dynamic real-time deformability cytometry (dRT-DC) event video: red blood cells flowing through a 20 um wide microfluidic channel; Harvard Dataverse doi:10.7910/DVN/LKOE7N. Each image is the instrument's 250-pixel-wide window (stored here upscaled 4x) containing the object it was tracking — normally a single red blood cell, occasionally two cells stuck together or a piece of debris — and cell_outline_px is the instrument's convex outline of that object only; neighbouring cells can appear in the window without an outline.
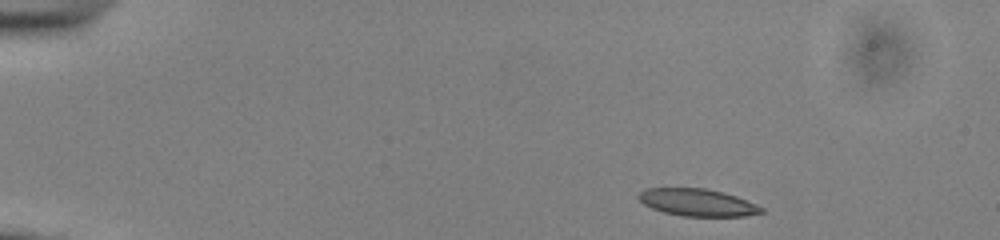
{"species": "common noctule bat (a hibernating species)", "species_latin": "Nyctalus noctula", "temperature_condition": "cold", "stored_images_in_passage": 46, "camera_frame_rate_fps": 3000, "um_per_image_px": 0.085, "animal": {"sex": "male", "body_mass_g": 13.0, "forearm_length_mm": 53.1}, "frame": {"image": 1, "passage_image": 1, "time_ms": 0.0, "image_size_px": [1000, 240], "cell_outline_px": [[764, 212], [744, 216], [680, 216], [664, 212], [652, 208], [644, 204], [636, 196], [640, 192], [648, 188], [704, 188], [724, 192], [736, 196], [764, 208]], "centroid_in_image_um": [59.27, 17.21], "position_along_channel_um": 25.7, "area_um2": 19.42}}
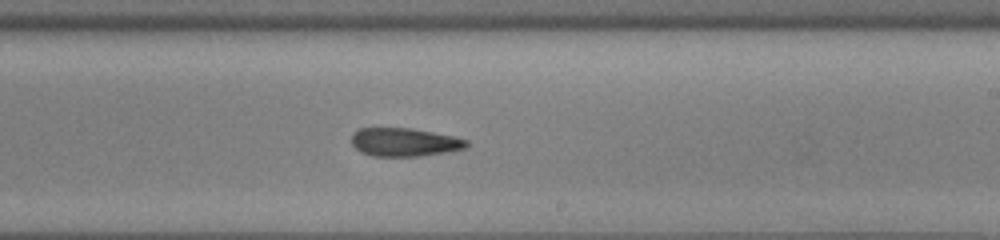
{"frame": {"image": 2, "passage_image": 26, "time_ms": 8.333, "image_size_px": [1000, 240], "cell_outline_px": [[468, 148], [420, 156], [372, 156], [360, 152], [352, 144], [352, 132], [360, 128], [412, 128], [452, 136], [468, 140]], "centroid_in_image_um": [34.36, 12.08], "position_along_channel_um": 254.6, "area_um2": 19.02}}
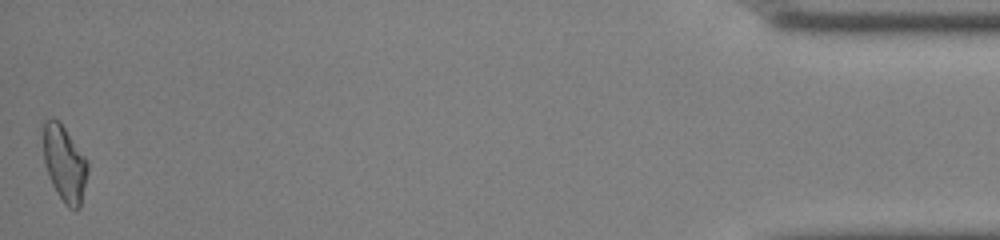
{"frame": {"image": 3, "passage_image": 46, "time_ms": 15.0, "image_size_px": [1000, 240], "cell_outline_px": [[88, 172], [80, 208], [68, 208], [64, 204], [52, 184], [48, 176], [44, 160], [44, 120], [52, 116], [64, 128], [88, 164]], "centroid_in_image_um": [5.47, 13.95], "position_along_channel_um": 429.7, "area_um2": 19.13}, "authors_computed_cell_mechanics": {"area_um2": 19.8254, "velocity_mm_per_s": 3.8874, "shape_relaxation_time_tau1_ms": null, "shape_relaxation_time_tau2_ms": 6.2382, "deformation_change_tau1": null, "deformation_change_tau2": 0.159}}